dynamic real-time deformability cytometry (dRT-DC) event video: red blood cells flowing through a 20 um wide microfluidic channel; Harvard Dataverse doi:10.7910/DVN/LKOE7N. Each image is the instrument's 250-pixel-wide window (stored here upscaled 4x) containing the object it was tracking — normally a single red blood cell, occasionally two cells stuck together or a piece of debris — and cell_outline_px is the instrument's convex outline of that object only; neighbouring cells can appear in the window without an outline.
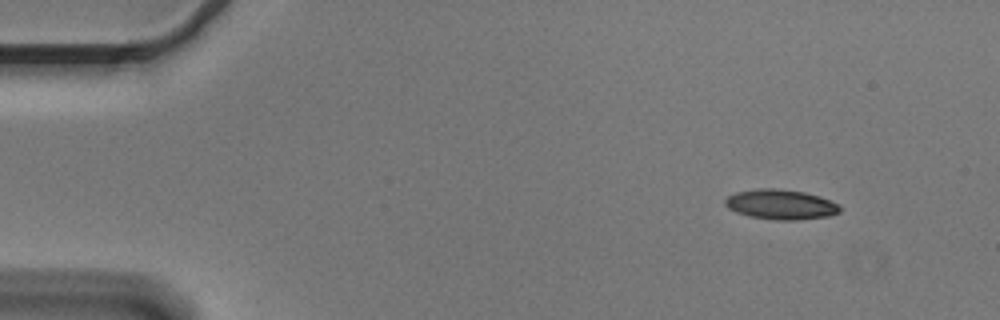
{"species": "Egyptian fruit bat (a non-hibernating species)", "species_latin": "Rousettus aegyptiacus", "temperature_condition": "cold", "stored_images_in_passage": 50, "camera_frame_rate_fps": 3000, "um_per_image_px": 0.085, "animal": {"sex": "male"}, "frame": {"image": 1, "passage_image": 1, "time_ms": 0.0, "image_size_px": [1000, 320], "cell_outline_px": [[840, 212], [828, 216], [796, 220], [776, 220], [748, 216], [736, 212], [728, 208], [724, 204], [724, 200], [728, 196], [736, 192], [760, 188], [776, 188], [804, 192], [820, 196], [840, 204]], "centroid_in_image_um": [66.36, 17.38], "position_along_channel_um": 18.6, "area_um2": 20.11}}
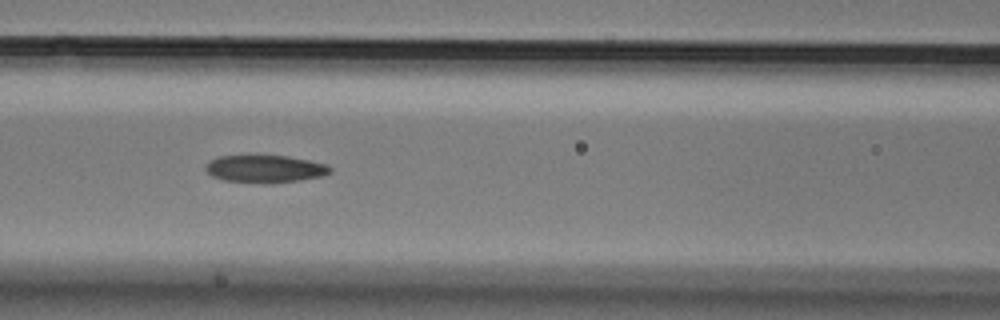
{"frame": {"image": 2, "passage_image": 19, "time_ms": 6.0, "image_size_px": [1000, 320], "cell_outline_px": [[332, 172], [324, 176], [300, 180], [272, 184], [260, 184], [224, 180], [212, 176], [204, 168], [208, 160], [216, 156], [248, 152], [252, 152], [288, 156], [308, 160], [324, 164], [332, 168]], "centroid_in_image_um": [22.45, 14.31], "position_along_channel_um": 144.1, "area_um2": 21.33}}
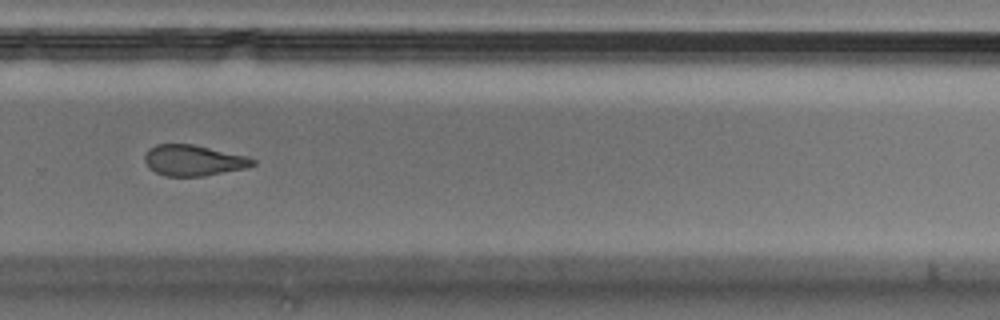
{"frame": {"image": 3, "passage_image": 33, "time_ms": 10.667, "image_size_px": [1000, 320], "cell_outline_px": [[256, 164], [244, 168], [204, 176], [164, 176], [148, 168], [144, 160], [144, 156], [148, 148], [156, 144], [192, 144], [244, 156], [256, 160]], "centroid_in_image_um": [16.37, 13.63], "position_along_channel_um": 313.4, "area_um2": 19.25}, "authors_computed_cell_mechanics": {"area_um2": 20.5479, "velocity_mm_per_s": 3.6376, "shape_relaxation_time_tau1_ms": null, "shape_relaxation_time_tau2_ms": 4.0905, "deformation_change_tau1": null, "deformation_change_tau2": 0.1259}}